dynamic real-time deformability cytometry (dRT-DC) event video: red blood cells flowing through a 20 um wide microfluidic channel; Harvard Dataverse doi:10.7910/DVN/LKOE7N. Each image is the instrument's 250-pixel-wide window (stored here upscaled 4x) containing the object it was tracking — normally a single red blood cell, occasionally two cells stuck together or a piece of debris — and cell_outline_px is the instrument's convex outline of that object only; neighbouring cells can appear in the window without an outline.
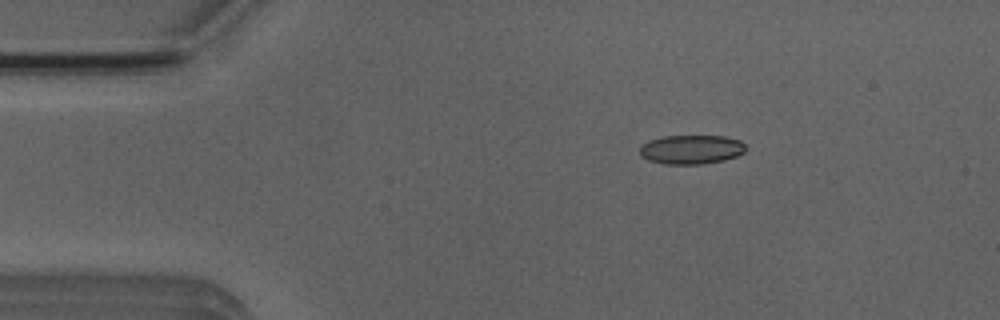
{"species": "Egyptian fruit bat (a non-hibernating species)", "species_latin": "Rousettus aegyptiacus", "temperature_condition": "room temperature", "stored_images_in_passage": 5, "camera_frame_rate_fps": 3000, "um_per_image_px": 0.085, "animal": {"sex": "male"}, "frame": {"image": 1, "passage_image": 1, "time_ms": 0.0, "image_size_px": [1000, 320], "cell_outline_px": [[748, 148], [744, 152], [736, 156], [724, 160], [700, 164], [664, 164], [648, 160], [640, 156], [640, 144], [648, 140], [660, 136], [724, 136], [740, 140]], "centroid_in_image_um": [58.73, 12.7], "position_along_channel_um": 26.3, "area_um2": 18.21}}
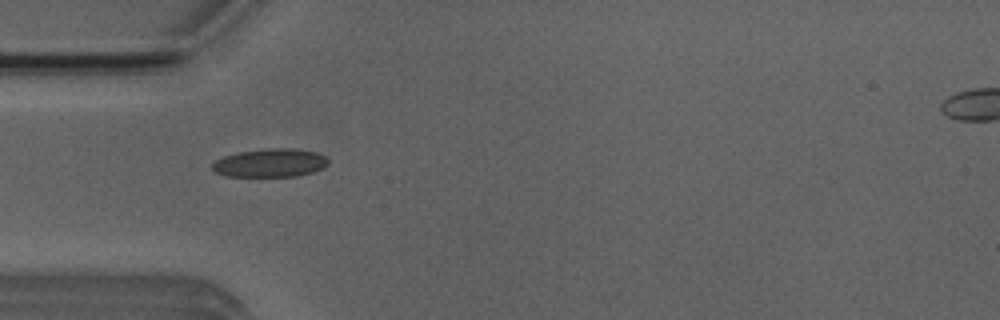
{"frame": {"image": 2, "passage_image": 3, "time_ms": 2.333, "image_size_px": [1000, 320], "cell_outline_px": [[328, 164], [324, 168], [312, 172], [296, 176], [224, 176], [216, 172], [212, 168], [212, 164], [216, 160], [224, 156], [240, 152], [268, 148], [292, 148], [316, 152], [324, 156], [328, 160]], "centroid_in_image_um": [22.98, 13.85], "position_along_channel_um": 62.0, "area_um2": 19.07}}